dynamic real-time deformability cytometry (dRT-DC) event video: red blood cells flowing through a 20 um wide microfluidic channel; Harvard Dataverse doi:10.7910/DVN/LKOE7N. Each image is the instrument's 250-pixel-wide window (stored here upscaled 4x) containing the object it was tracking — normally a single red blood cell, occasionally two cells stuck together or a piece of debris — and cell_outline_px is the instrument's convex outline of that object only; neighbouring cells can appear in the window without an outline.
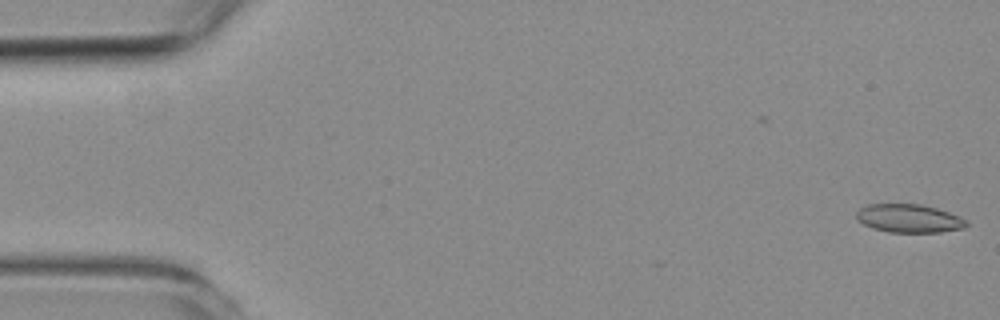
{"species": "common noctule bat (a hibernating species)", "species_latin": "Nyctalus noctula", "temperature_condition": "room temperature", "stored_images_in_passage": 8, "camera_frame_rate_fps": 3000, "um_per_image_px": 0.085, "animal": {"sex": "female", "body_mass_g": 19.3, "forearm_length_mm": 54.1}, "frame": {"image": 1, "passage_image": 1, "time_ms": 0.0, "image_size_px": [1000, 320], "cell_outline_px": [[968, 224], [964, 228], [940, 232], [888, 232], [872, 228], [856, 220], [856, 212], [860, 208], [868, 204], [920, 204], [936, 208], [960, 216], [968, 220]], "centroid_in_image_um": [77.26, 18.56], "position_along_channel_um": 7.7, "area_um2": 18.26}}